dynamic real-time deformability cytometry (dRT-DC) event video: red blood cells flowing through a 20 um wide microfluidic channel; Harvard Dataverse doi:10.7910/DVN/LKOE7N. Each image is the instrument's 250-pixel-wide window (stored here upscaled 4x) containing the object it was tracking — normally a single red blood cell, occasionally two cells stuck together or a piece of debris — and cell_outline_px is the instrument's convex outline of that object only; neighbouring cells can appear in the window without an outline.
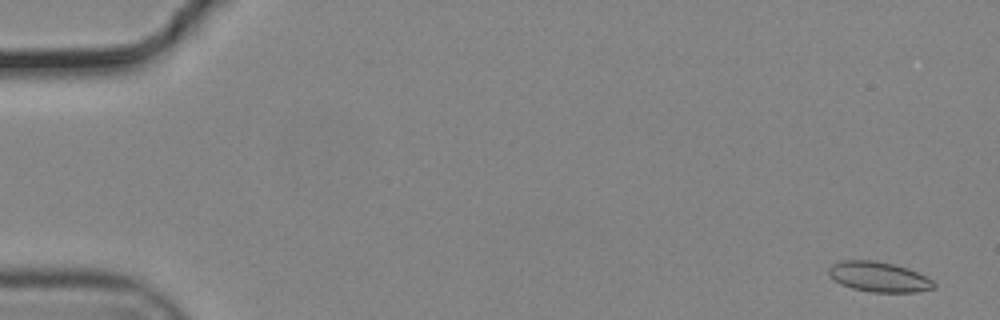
{"species": "common noctule bat (a hibernating species)", "species_latin": "Nyctalus noctula", "temperature_condition": "cold", "stored_images_in_passage": 57, "camera_frame_rate_fps": 3000, "um_per_image_px": 0.085, "animal": {"sex": "male", "body_mass_g": 19.2, "forearm_length_mm": 51.8}, "frame": {"image": 1, "passage_image": 3, "time_ms": 0.667, "image_size_px": [1000, 320], "cell_outline_px": [[936, 288], [916, 292], [872, 292], [852, 288], [840, 284], [828, 272], [828, 268], [832, 264], [840, 260], [872, 260], [892, 264], [908, 268], [932, 280], [936, 284]], "centroid_in_image_um": [74.7, 23.53], "position_along_channel_um": 10.3, "area_um2": 18.32}}
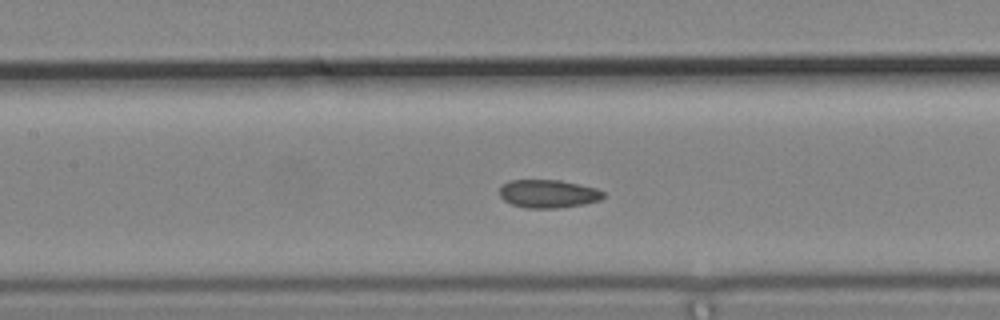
{"frame": {"image": 2, "passage_image": 27, "time_ms": 8.667, "image_size_px": [1000, 320], "cell_outline_px": [[604, 196], [600, 200], [584, 204], [556, 208], [528, 208], [512, 204], [504, 200], [500, 196], [500, 188], [508, 180], [560, 180], [580, 184], [596, 188], [604, 192]], "centroid_in_image_um": [46.61, 16.46], "position_along_channel_um": 160.8, "area_um2": 16.99}}
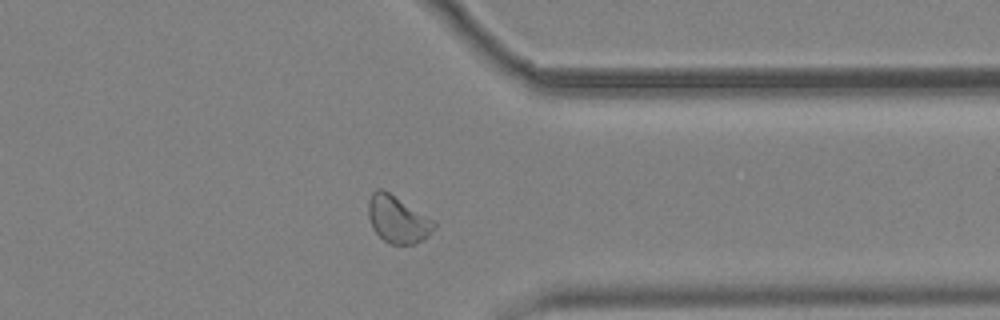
{"frame": {"image": 3, "passage_image": 45, "time_ms": 14.667, "image_size_px": [1000, 320], "cell_outline_px": [[436, 228], [424, 240], [412, 244], [392, 244], [384, 240], [372, 228], [368, 216], [368, 200], [372, 192], [380, 188], [388, 192], [436, 220]], "centroid_in_image_um": [33.83, 18.65], "position_along_channel_um": 377.6, "area_um2": 18.15}, "authors_computed_cell_mechanics": {"area_um2": 17.6868, "velocity_mm_per_s": 3.6944, "shape_relaxation_time_tau1_ms": 6.0284, "shape_relaxation_time_tau2_ms": 2.1829, "deformation_change_tau1": 0.1017, "deformation_change_tau2": 0.0691}}